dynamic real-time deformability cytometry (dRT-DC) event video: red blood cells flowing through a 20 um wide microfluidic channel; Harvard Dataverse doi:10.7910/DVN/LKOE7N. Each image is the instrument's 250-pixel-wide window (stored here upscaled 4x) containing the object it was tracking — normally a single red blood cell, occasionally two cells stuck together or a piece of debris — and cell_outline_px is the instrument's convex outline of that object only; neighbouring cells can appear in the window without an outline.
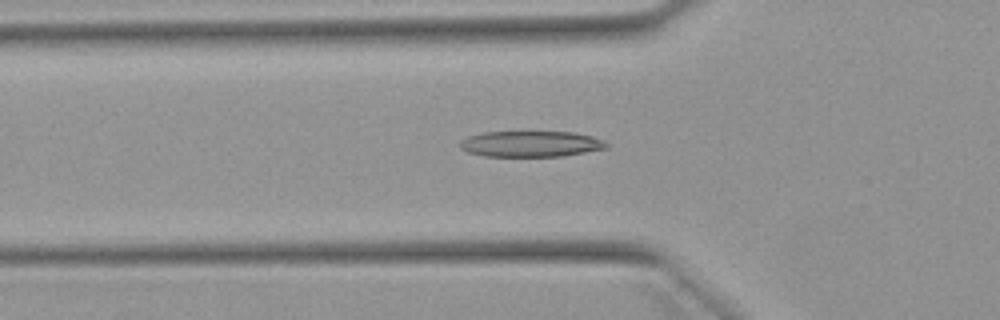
{"species": "Egyptian fruit bat (a non-hibernating species)", "species_latin": "Rousettus aegyptiacus", "temperature_condition": "warm", "stored_images_in_passage": 48, "camera_frame_rate_fps": 3000, "um_per_image_px": 0.085, "animal": {"sex": "female"}, "frame": {"image": 1, "passage_image": 14, "time_ms": 4.333, "image_size_px": [1000, 320], "cell_outline_px": [[608, 148], [560, 156], [484, 156], [468, 152], [460, 148], [460, 140], [468, 136], [484, 132], [576, 132], [592, 136], [604, 140], [608, 144]], "centroid_in_image_um": [45.12, 12.23], "position_along_channel_um": 80.7, "area_um2": 22.08}}
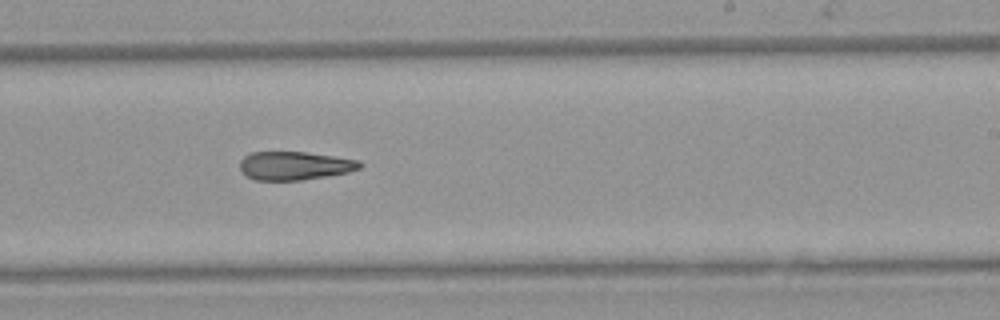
{"frame": {"image": 2, "passage_image": 28, "time_ms": 9.0, "image_size_px": [1000, 320], "cell_outline_px": [[364, 164], [360, 168], [348, 172], [300, 180], [256, 180], [248, 176], [240, 168], [240, 160], [244, 156], [252, 152], [308, 152], [360, 160]], "centroid_in_image_um": [25.07, 14.07], "position_along_channel_um": 263.9, "area_um2": 19.77}}
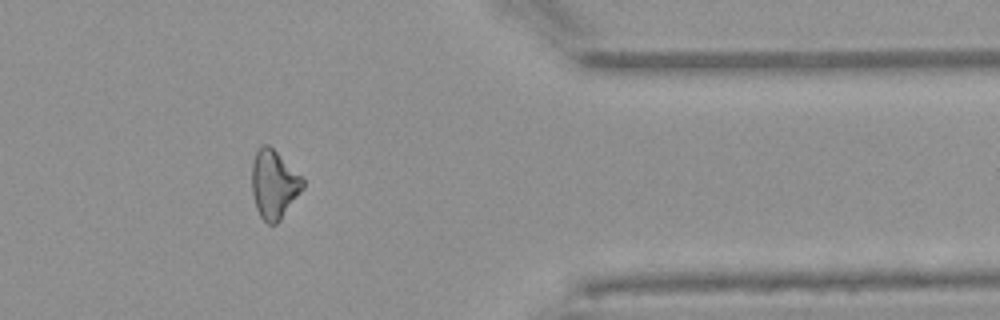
{"frame": {"image": 3, "passage_image": 39, "time_ms": 12.667, "image_size_px": [1000, 320], "cell_outline_px": [[304, 188], [280, 220], [276, 224], [268, 224], [260, 216], [256, 208], [252, 192], [252, 164], [256, 152], [260, 144], [268, 144], [304, 180]], "centroid_in_image_um": [23.27, 15.68], "position_along_channel_um": 388.1, "area_um2": 20.06}}